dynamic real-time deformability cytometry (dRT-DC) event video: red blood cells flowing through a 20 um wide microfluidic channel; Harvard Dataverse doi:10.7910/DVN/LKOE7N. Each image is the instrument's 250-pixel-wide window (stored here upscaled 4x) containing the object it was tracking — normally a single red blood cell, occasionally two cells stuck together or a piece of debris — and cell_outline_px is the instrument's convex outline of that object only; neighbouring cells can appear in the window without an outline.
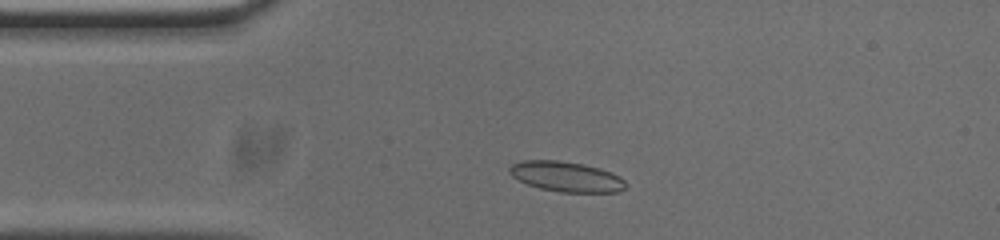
{"species": "common noctule bat (a hibernating species)", "species_latin": "Nyctalus noctula", "temperature_condition": "cold", "stored_images_in_passage": 48, "camera_frame_rate_fps": 3000, "um_per_image_px": 0.085, "animal": {"sex": "male", "body_mass_g": 20.0, "forearm_length_mm": 53.3}, "frame": {"image": 1, "passage_image": 6, "time_ms": 1.667, "image_size_px": [1000, 240], "cell_outline_px": [[628, 184], [624, 188], [616, 192], [560, 192], [540, 188], [528, 184], [512, 176], [508, 168], [512, 164], [524, 160], [556, 160], [584, 164], [600, 168], [612, 172], [620, 176]], "centroid_in_image_um": [48.16, 15.01], "position_along_channel_um": 36.8, "area_um2": 20.4}}
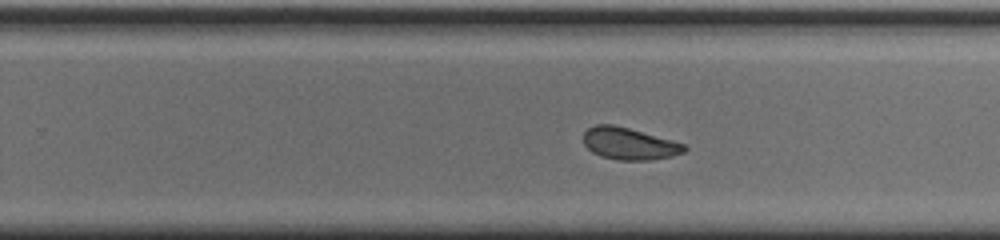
{"frame": {"image": 2, "passage_image": 27, "time_ms": 8.667, "image_size_px": [1000, 240], "cell_outline_px": [[688, 148], [684, 152], [672, 156], [648, 160], [620, 160], [600, 156], [592, 152], [584, 144], [584, 132], [588, 128], [596, 124], [612, 124], [628, 128], [672, 140], [684, 144]], "centroid_in_image_um": [53.47, 12.21], "position_along_channel_um": 276.3, "area_um2": 18.67}}
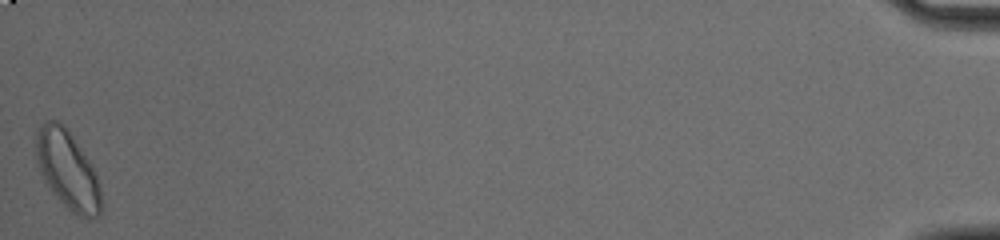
{"frame": {"image": 3, "passage_image": 48, "time_ms": 15.667, "image_size_px": [1000, 240], "cell_outline_px": [[100, 212], [96, 216], [88, 220], [84, 220], [72, 212], [60, 200], [48, 184], [40, 172], [36, 160], [36, 132], [44, 120], [56, 120], [64, 124], [68, 128], [92, 164], [100, 188]], "centroid_in_image_um": [5.74, 14.4], "position_along_channel_um": 429.5, "area_um2": 29.59}, "authors_computed_cell_mechanics": {"area_um2": 19.3919, "velocity_mm_per_s": 3.7372, "shape_relaxation_time_tau1_ms": 3.8648, "shape_relaxation_time_tau2_ms": 1.448, "deformation_change_tau1": 0.1258, "deformation_change_tau2": 0.0727}}